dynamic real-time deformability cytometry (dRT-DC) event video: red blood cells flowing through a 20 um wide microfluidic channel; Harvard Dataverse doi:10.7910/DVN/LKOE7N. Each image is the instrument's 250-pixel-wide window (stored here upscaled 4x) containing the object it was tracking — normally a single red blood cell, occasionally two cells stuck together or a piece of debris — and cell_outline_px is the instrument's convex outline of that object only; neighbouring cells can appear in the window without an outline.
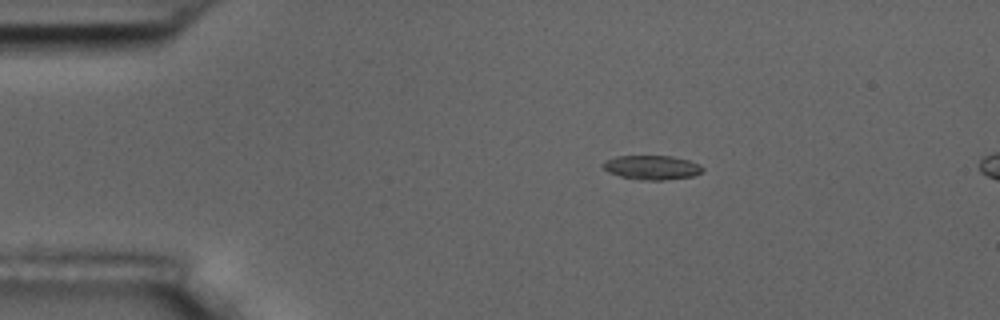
{"species": "common noctule bat (a hibernating species)", "species_latin": "Nyctalus noctula", "temperature_condition": "room temperature", "stored_images_in_passage": 5, "camera_frame_rate_fps": 3000, "um_per_image_px": 0.085, "animal": {"sex": "male", "body_mass_g": 17.5, "forearm_length_mm": 52.3}, "frame": {"image": 1, "passage_image": 3, "time_ms": 2.333, "image_size_px": [1000, 320], "cell_outline_px": [[704, 172], [692, 176], [664, 180], [640, 180], [620, 176], [608, 172], [600, 164], [604, 160], [616, 156], [672, 156], [688, 160], [700, 164], [704, 168]], "centroid_in_image_um": [55.4, 14.23], "position_along_channel_um": 29.6, "area_um2": 14.22}}